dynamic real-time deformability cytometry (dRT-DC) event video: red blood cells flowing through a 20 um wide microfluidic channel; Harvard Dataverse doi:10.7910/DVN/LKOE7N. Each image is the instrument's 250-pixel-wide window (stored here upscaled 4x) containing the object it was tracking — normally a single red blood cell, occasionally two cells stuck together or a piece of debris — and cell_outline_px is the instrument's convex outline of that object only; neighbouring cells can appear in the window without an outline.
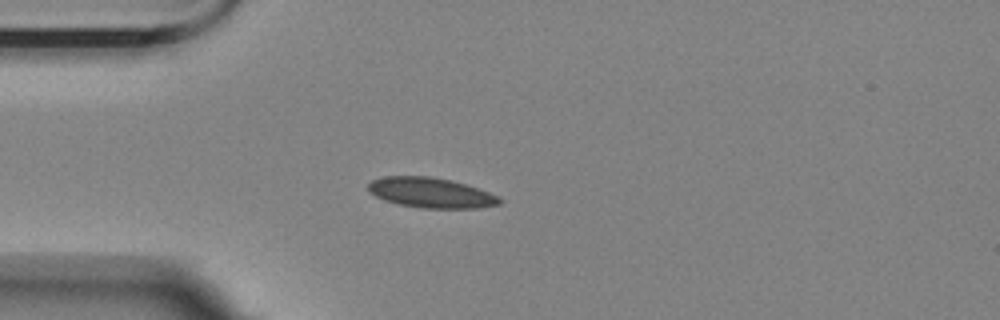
{"species": "Egyptian fruit bat (a non-hibernating species)", "species_latin": "Rousettus aegyptiacus", "temperature_condition": "room temperature", "stored_images_in_passage": 43, "camera_frame_rate_fps": 3000, "um_per_image_px": 0.085, "animal": {"sex": "female"}, "frame": {"image": 1, "passage_image": 1, "time_ms": 0.0, "image_size_px": [1000, 320], "cell_outline_px": [[504, 200], [500, 204], [480, 208], [420, 208], [400, 204], [384, 200], [368, 192], [368, 184], [372, 180], [384, 176], [428, 176], [448, 180], [464, 184], [488, 192]], "centroid_in_image_um": [36.6, 16.39], "position_along_channel_um": 48.4, "area_um2": 22.89}}
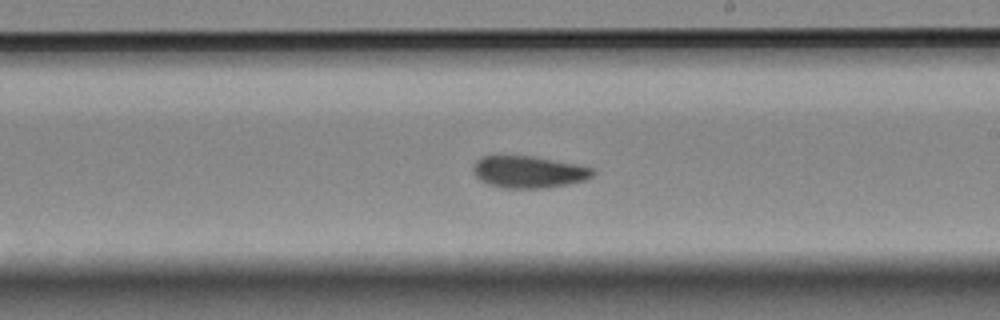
{"frame": {"image": 2, "passage_image": 19, "time_ms": 6.0, "image_size_px": [1000, 320], "cell_outline_px": [[596, 172], [592, 176], [584, 180], [568, 184], [544, 188], [504, 188], [488, 184], [480, 180], [476, 176], [472, 168], [476, 160], [480, 156], [532, 156], [580, 164], [592, 168]], "centroid_in_image_um": [44.94, 14.61], "position_along_channel_um": 244.1, "area_um2": 22.37}}
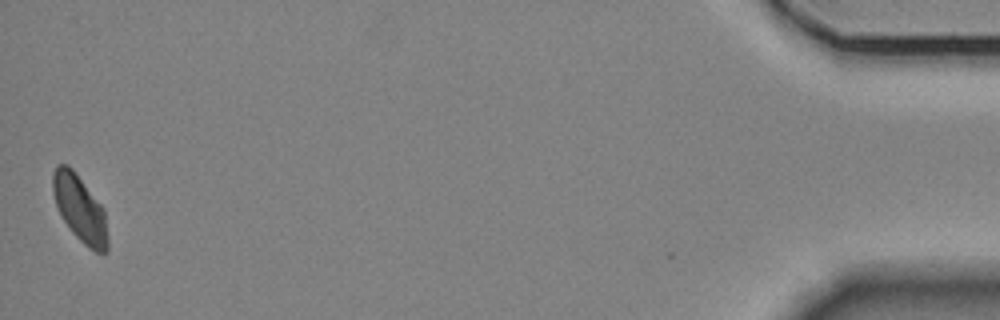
{"frame": {"image": 3, "passage_image": 43, "time_ms": 14.0, "image_size_px": [1000, 320], "cell_outline_px": [[108, 252], [96, 252], [88, 248], [72, 232], [64, 220], [56, 204], [52, 192], [52, 172], [56, 164], [68, 164], [72, 168], [104, 208], [108, 236]], "centroid_in_image_um": [6.79, 17.72], "position_along_channel_um": 428.4, "area_um2": 21.33}, "authors_computed_cell_mechanics": {"area_um2": 22.1952, "velocity_mm_per_s": 3.4485, "shape_relaxation_time_tau1_ms": 7.9363, "shape_relaxation_time_tau2_ms": 2.5443, "deformation_change_tau1": 0.1205, "deformation_change_tau2": 0.0477}}